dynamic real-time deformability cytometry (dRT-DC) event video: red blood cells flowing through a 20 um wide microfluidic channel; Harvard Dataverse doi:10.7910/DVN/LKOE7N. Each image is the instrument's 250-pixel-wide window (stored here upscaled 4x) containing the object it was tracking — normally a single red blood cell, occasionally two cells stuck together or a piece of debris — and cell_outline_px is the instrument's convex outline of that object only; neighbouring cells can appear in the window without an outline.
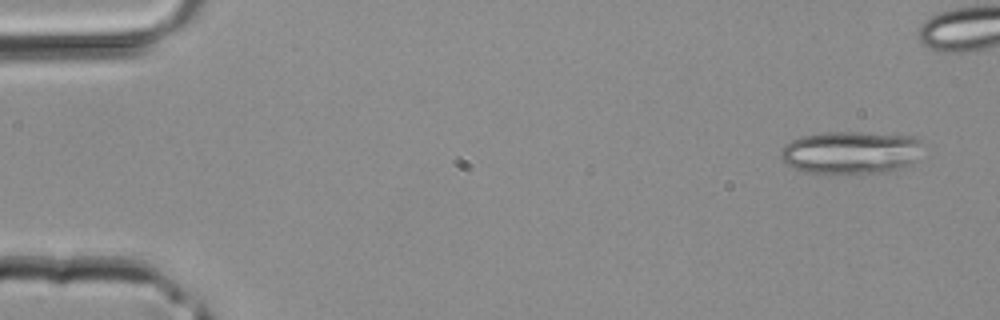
{"species": "common noctule bat (a hibernating species)", "species_latin": "Nyctalus noctula", "temperature_condition": "room temperature", "stored_images_in_passage": 34, "camera_frame_rate_fps": 3000, "um_per_image_px": 0.085, "animal": {"sex": "male", "body_mass_g": 20.4}, "frame": {"image": 1, "passage_image": 1, "time_ms": 0.0, "image_size_px": [1000, 320], "cell_outline_px": [[920, 140], [912, 164], [884, 172], [836, 176], [804, 172], [788, 164], [780, 156], [780, 152], [784, 144], [800, 136], [824, 132], [860, 132], [916, 136]], "centroid_in_image_um": [72.23, 12.98], "position_along_channel_um": 12.8, "area_um2": 35.78}}
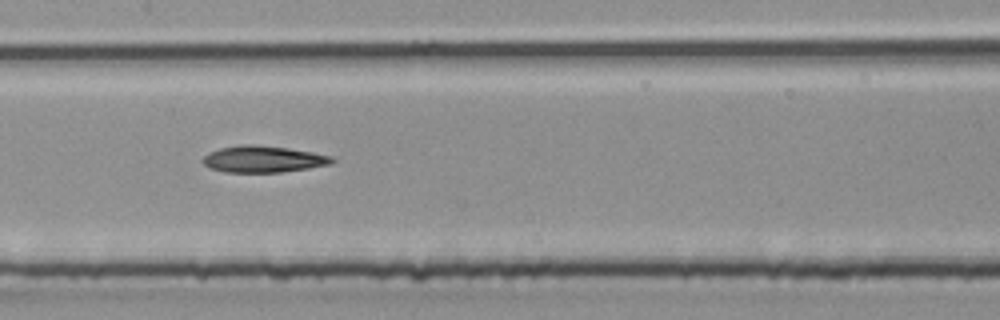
{"frame": {"image": 2, "passage_image": 19, "time_ms": 6.0, "image_size_px": [1000, 320], "cell_outline_px": [[336, 160], [332, 164], [284, 172], [224, 172], [208, 168], [200, 160], [208, 152], [220, 148], [240, 144], [252, 144], [288, 148], [312, 152], [332, 156]], "centroid_in_image_um": [22.35, 13.53], "position_along_channel_um": 185.1, "area_um2": 20.23}}
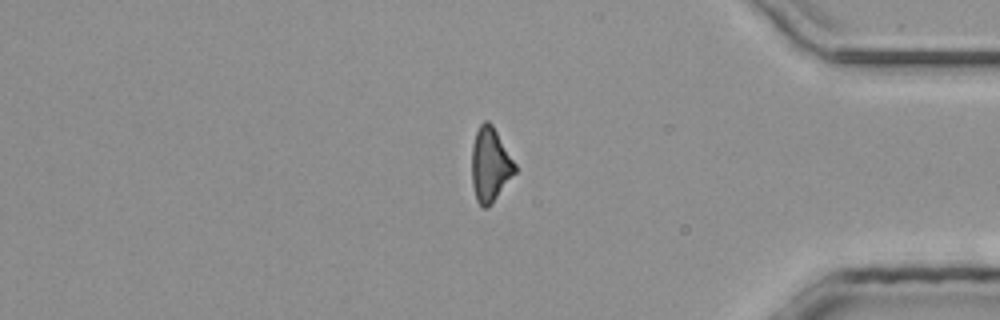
{"frame": {"image": 3, "passage_image": 33, "time_ms": 10.667, "image_size_px": [1000, 320], "cell_outline_px": [[516, 172], [488, 208], [484, 208], [476, 200], [472, 184], [472, 144], [476, 132], [480, 124], [484, 120], [488, 120], [492, 124], [516, 164]], "centroid_in_image_um": [41.65, 13.99], "position_along_channel_um": 393.5, "area_um2": 18.61}}